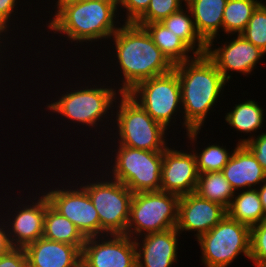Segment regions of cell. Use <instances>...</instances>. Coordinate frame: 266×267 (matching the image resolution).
<instances>
[{
    "label": "cell",
    "instance_id": "6da1fadb",
    "mask_svg": "<svg viewBox=\"0 0 266 267\" xmlns=\"http://www.w3.org/2000/svg\"><path fill=\"white\" fill-rule=\"evenodd\" d=\"M84 71H86V74L85 73L83 74V75H86L85 79H83L81 77L82 76L81 73L79 76V72H78L77 73L78 78L80 77L79 79H81V80H77V81L73 80V82H75L74 85L72 82H70V81H72L71 79L68 82L65 81L63 85H66V84H68V85L67 86H61L63 91H61V93H60V91L57 88L55 90V92L58 91L57 92L58 94L54 92L55 98L52 99V97H51V99H48V101H50V102H48V103L46 102V105H44L45 108H44V106L42 107V105H41V107H39V109H42L40 111H43V109H44V111L46 110L48 112V114L46 113L44 115V117L45 116L49 117V114H50L51 117L47 118L48 120L51 118V121H52V119H53V121H55V119H56L55 122L58 123L57 119H60L61 123L60 124L58 123L57 125H63L64 124L63 125L64 127L61 126L63 132H64V129L65 130L68 129V132H70L69 129L74 130V128L77 127L78 129H75L76 131L74 130L73 133H75V135H76V132H78V130H79L80 133L78 132L77 135L80 134L81 136H83L82 134L85 135L86 131L90 132L91 130H93V131H91L94 133V136L92 137L94 139H92V140L93 141L95 140L96 142H94V143L91 142V143L95 145L94 148L96 149V148H98L96 146L97 145L99 146V144H97L98 141L96 139L97 135L100 136L97 138L103 141V140H105L106 136L108 137V135H109L108 132L110 133V130L112 127V122H113L114 104H115L118 96L121 94V92L110 81H108V79L106 80V78L104 76L102 77V74H103V73H101L102 71L98 70L99 73H96L97 82H96L95 76L94 77L92 76L94 74V72L92 73L91 70H88V71L84 70ZM89 71L91 72V73H89L91 75V78L93 77L92 80H90L91 79L90 76H89V78L87 76ZM102 78L104 81L102 80ZM86 79H87V82L85 81ZM98 79H99V81H98ZM78 81H79V83H78ZM82 82H83V84H82ZM63 87H65V88H63ZM52 116H54L55 118ZM62 121L65 123H63ZM67 122L69 125L66 124ZM72 123H73V125H72ZM78 125L80 126L81 130L79 129ZM109 125H110V127H108ZM81 126H82V128H81ZM70 127H73V128H70ZM97 131H98V133H97ZM81 132H83V133L81 134ZM95 132L97 133L96 136H95ZM104 133L105 134L107 133V134L105 135ZM103 134H104V136H102Z\"/></svg>",
    "mask_w": 266,
    "mask_h": 267
},
{
    "label": "cell",
    "instance_id": "7a4b0ae2",
    "mask_svg": "<svg viewBox=\"0 0 266 267\" xmlns=\"http://www.w3.org/2000/svg\"><path fill=\"white\" fill-rule=\"evenodd\" d=\"M46 2L48 6L52 4L51 7H53L52 10L48 6L44 8H49V11L46 10L45 12L49 13L48 15L50 16L48 17L50 18L48 21L46 20V25L43 24V28H45L44 32L41 29L42 34L48 37L49 33H51L50 37L52 36L53 43L61 41L63 44L64 40H67L70 45L74 43V47H86L79 51L85 50L84 55L88 57L90 55L88 52L94 53L92 50L95 51L93 48H95L96 42H98V45L96 44L97 47L100 43L101 46L103 43V46L105 45L104 47H106L107 40L109 41L111 36L123 24L121 18L119 19V1L58 0L55 3H51L50 0H46ZM45 31L48 32L47 35ZM58 36L64 40L62 41V38L60 40L55 39ZM88 46L90 47L89 50H87ZM90 49L92 50L90 51Z\"/></svg>",
    "mask_w": 266,
    "mask_h": 267
},
{
    "label": "cell",
    "instance_id": "3957f363",
    "mask_svg": "<svg viewBox=\"0 0 266 267\" xmlns=\"http://www.w3.org/2000/svg\"><path fill=\"white\" fill-rule=\"evenodd\" d=\"M108 42L110 48L108 46L103 48H105L106 60L110 58L105 63L107 70L105 67L101 68L106 74L102 76H106V79L109 78L108 80L121 93H128L139 82L167 74L174 69V65L154 44L150 34L142 26L123 23ZM114 76L118 80L113 78Z\"/></svg>",
    "mask_w": 266,
    "mask_h": 267
},
{
    "label": "cell",
    "instance_id": "277c9868",
    "mask_svg": "<svg viewBox=\"0 0 266 267\" xmlns=\"http://www.w3.org/2000/svg\"><path fill=\"white\" fill-rule=\"evenodd\" d=\"M173 70L180 80L184 123L191 130L204 128L230 85L206 54L176 64Z\"/></svg>",
    "mask_w": 266,
    "mask_h": 267
},
{
    "label": "cell",
    "instance_id": "5b68a950",
    "mask_svg": "<svg viewBox=\"0 0 266 267\" xmlns=\"http://www.w3.org/2000/svg\"><path fill=\"white\" fill-rule=\"evenodd\" d=\"M99 147L103 152L99 148L95 152L104 155L99 153L98 160L94 156V148L90 147V152L86 148V151L91 153L89 158L93 159V163L99 165L112 179L118 180L133 193L160 191L163 151L152 152L120 144H101Z\"/></svg>",
    "mask_w": 266,
    "mask_h": 267
},
{
    "label": "cell",
    "instance_id": "8992f818",
    "mask_svg": "<svg viewBox=\"0 0 266 267\" xmlns=\"http://www.w3.org/2000/svg\"><path fill=\"white\" fill-rule=\"evenodd\" d=\"M168 132L128 93H121L114 104L110 133L106 140L99 144H120L152 152L164 151L173 140L167 138L170 137Z\"/></svg>",
    "mask_w": 266,
    "mask_h": 267
},
{
    "label": "cell",
    "instance_id": "52a82bcc",
    "mask_svg": "<svg viewBox=\"0 0 266 267\" xmlns=\"http://www.w3.org/2000/svg\"><path fill=\"white\" fill-rule=\"evenodd\" d=\"M88 161L87 159L86 165L91 163L90 165L92 167L90 166L89 168L94 170L91 173L97 175L91 174L92 177L91 175L88 176L89 172L85 171L81 166L80 168L84 172L82 173L81 169L78 170L77 168V170L71 172V174L73 173L77 177L73 175L71 177L81 180L78 182L86 189L90 200L97 210L100 219V236L107 234H126V228L130 218V204L134 193L118 180L112 179L103 169L101 170V167L99 168V165H97L98 167L95 164L93 165V159ZM77 171L78 174L82 173L83 176L82 174L78 176L76 174Z\"/></svg>",
    "mask_w": 266,
    "mask_h": 267
},
{
    "label": "cell",
    "instance_id": "ba28073f",
    "mask_svg": "<svg viewBox=\"0 0 266 267\" xmlns=\"http://www.w3.org/2000/svg\"><path fill=\"white\" fill-rule=\"evenodd\" d=\"M128 94L170 134L174 133L172 134L175 137L174 139L177 138L176 133L184 135L191 130L183 120L180 80L174 70L139 82ZM178 121H180L181 125L179 126L181 127H177ZM179 128L180 133L181 129L184 130L182 134L177 132Z\"/></svg>",
    "mask_w": 266,
    "mask_h": 267
},
{
    "label": "cell",
    "instance_id": "9c48e42d",
    "mask_svg": "<svg viewBox=\"0 0 266 267\" xmlns=\"http://www.w3.org/2000/svg\"><path fill=\"white\" fill-rule=\"evenodd\" d=\"M60 173L61 176H55V178L51 179L45 176L46 183L42 181L44 177H40L41 181H34L36 183L35 185H39L38 189L47 197L49 205L59 214L74 223L86 238L100 236V219L86 189L78 182L77 178L70 177L69 174L67 175L68 178L66 176L62 177V172H59L58 175ZM56 177H61L63 181L58 180V178L56 180ZM69 178H72L73 181ZM47 180L51 181V183H48ZM53 181L56 182L53 183ZM41 182L44 185L43 183L40 184ZM52 183L53 186L51 185ZM47 186H50L48 187L49 189Z\"/></svg>",
    "mask_w": 266,
    "mask_h": 267
},
{
    "label": "cell",
    "instance_id": "30bf717a",
    "mask_svg": "<svg viewBox=\"0 0 266 267\" xmlns=\"http://www.w3.org/2000/svg\"><path fill=\"white\" fill-rule=\"evenodd\" d=\"M36 188H34L35 190L30 188L21 189L19 190L20 192H18L19 194L16 193V198H12V196L10 197L7 193L5 194L6 198L1 195V198H4V200L1 201L2 199L0 198V205L3 202L2 206H0V214L5 219L8 229V238L12 247L24 248L28 244L43 237L44 217L49 201L44 193L40 191V189L38 191V187ZM25 190H32V193L31 191H27L29 195L26 194L25 198H23ZM8 197L9 199L7 200ZM9 201H11L12 206ZM10 207L12 208V211ZM2 208L4 210H2Z\"/></svg>",
    "mask_w": 266,
    "mask_h": 267
},
{
    "label": "cell",
    "instance_id": "8fae6325",
    "mask_svg": "<svg viewBox=\"0 0 266 267\" xmlns=\"http://www.w3.org/2000/svg\"><path fill=\"white\" fill-rule=\"evenodd\" d=\"M251 227L227 215L197 240L203 267H229L242 255L250 259ZM238 258V259H237Z\"/></svg>",
    "mask_w": 266,
    "mask_h": 267
},
{
    "label": "cell",
    "instance_id": "7c38bea8",
    "mask_svg": "<svg viewBox=\"0 0 266 267\" xmlns=\"http://www.w3.org/2000/svg\"><path fill=\"white\" fill-rule=\"evenodd\" d=\"M180 196L150 191L134 193L126 235L133 239L176 228Z\"/></svg>",
    "mask_w": 266,
    "mask_h": 267
},
{
    "label": "cell",
    "instance_id": "4fadbf2b",
    "mask_svg": "<svg viewBox=\"0 0 266 267\" xmlns=\"http://www.w3.org/2000/svg\"><path fill=\"white\" fill-rule=\"evenodd\" d=\"M227 38L230 39L227 40ZM227 38L226 40L221 38L222 41L219 42L210 40L205 54L214 62L228 84L234 81L235 76H232L234 73L235 75L239 73L243 77L251 75L252 78L253 73L255 74L254 70L259 69L256 67L257 64L261 63L263 58L265 59L266 53L247 41L241 34L228 35Z\"/></svg>",
    "mask_w": 266,
    "mask_h": 267
},
{
    "label": "cell",
    "instance_id": "5bb4252c",
    "mask_svg": "<svg viewBox=\"0 0 266 267\" xmlns=\"http://www.w3.org/2000/svg\"><path fill=\"white\" fill-rule=\"evenodd\" d=\"M81 267H137L135 240L126 234L87 237Z\"/></svg>",
    "mask_w": 266,
    "mask_h": 267
},
{
    "label": "cell",
    "instance_id": "9a60e30c",
    "mask_svg": "<svg viewBox=\"0 0 266 267\" xmlns=\"http://www.w3.org/2000/svg\"><path fill=\"white\" fill-rule=\"evenodd\" d=\"M175 144L173 140L163 151L160 191L184 196L195 192L199 173L192 148Z\"/></svg>",
    "mask_w": 266,
    "mask_h": 267
},
{
    "label": "cell",
    "instance_id": "2e32d148",
    "mask_svg": "<svg viewBox=\"0 0 266 267\" xmlns=\"http://www.w3.org/2000/svg\"><path fill=\"white\" fill-rule=\"evenodd\" d=\"M227 210L222 205L203 199L196 193L180 196L177 231L182 235L194 233L197 240L210 231L225 216ZM196 233V234H195Z\"/></svg>",
    "mask_w": 266,
    "mask_h": 267
},
{
    "label": "cell",
    "instance_id": "e0dca14e",
    "mask_svg": "<svg viewBox=\"0 0 266 267\" xmlns=\"http://www.w3.org/2000/svg\"><path fill=\"white\" fill-rule=\"evenodd\" d=\"M181 234L177 228L150 233L135 240L137 267H173L178 257ZM180 241V242H179ZM180 244V245H179Z\"/></svg>",
    "mask_w": 266,
    "mask_h": 267
},
{
    "label": "cell",
    "instance_id": "ac0fdd59",
    "mask_svg": "<svg viewBox=\"0 0 266 267\" xmlns=\"http://www.w3.org/2000/svg\"><path fill=\"white\" fill-rule=\"evenodd\" d=\"M28 267H81L82 250L41 237L24 247Z\"/></svg>",
    "mask_w": 266,
    "mask_h": 267
},
{
    "label": "cell",
    "instance_id": "d6986e66",
    "mask_svg": "<svg viewBox=\"0 0 266 267\" xmlns=\"http://www.w3.org/2000/svg\"><path fill=\"white\" fill-rule=\"evenodd\" d=\"M222 173L235 192L257 189L266 180V171L244 144L234 148Z\"/></svg>",
    "mask_w": 266,
    "mask_h": 267
},
{
    "label": "cell",
    "instance_id": "ffe728a7",
    "mask_svg": "<svg viewBox=\"0 0 266 267\" xmlns=\"http://www.w3.org/2000/svg\"><path fill=\"white\" fill-rule=\"evenodd\" d=\"M243 100V101H242ZM240 99L238 100V104L233 105L232 108L225 111L224 120L225 124H227L228 128L234 129L233 131L236 133L245 134L244 137L241 134V138L239 137L237 140V144H245L247 141L256 137L261 132H264L262 127L266 122V109H263L262 105L256 101L257 99ZM229 125V126H228ZM238 131V132H237ZM248 136L245 138V136Z\"/></svg>",
    "mask_w": 266,
    "mask_h": 267
},
{
    "label": "cell",
    "instance_id": "44dd1931",
    "mask_svg": "<svg viewBox=\"0 0 266 267\" xmlns=\"http://www.w3.org/2000/svg\"><path fill=\"white\" fill-rule=\"evenodd\" d=\"M228 0H186L199 35L208 43L221 38L223 13Z\"/></svg>",
    "mask_w": 266,
    "mask_h": 267
},
{
    "label": "cell",
    "instance_id": "7402d4cb",
    "mask_svg": "<svg viewBox=\"0 0 266 267\" xmlns=\"http://www.w3.org/2000/svg\"><path fill=\"white\" fill-rule=\"evenodd\" d=\"M202 131L203 129L190 130L187 134H185V137L183 136V140L186 141L184 144L190 143L188 146L190 148H193L192 151L194 152L196 157L197 170L199 174L206 172H220L227 164L234 148L238 144L236 143L231 149L230 147L228 148V145L227 147L226 145L223 146V143H221L222 146L219 145L220 142L218 144L216 142L213 143L212 141H209V143L207 142L206 144L205 140L204 143L199 142V135ZM198 144H202V147L198 146Z\"/></svg>",
    "mask_w": 266,
    "mask_h": 267
},
{
    "label": "cell",
    "instance_id": "603a6c76",
    "mask_svg": "<svg viewBox=\"0 0 266 267\" xmlns=\"http://www.w3.org/2000/svg\"><path fill=\"white\" fill-rule=\"evenodd\" d=\"M154 44L173 64H179L194 58L197 54L177 34L169 31L161 22L144 24Z\"/></svg>",
    "mask_w": 266,
    "mask_h": 267
},
{
    "label": "cell",
    "instance_id": "cb8c5ba5",
    "mask_svg": "<svg viewBox=\"0 0 266 267\" xmlns=\"http://www.w3.org/2000/svg\"><path fill=\"white\" fill-rule=\"evenodd\" d=\"M226 210L228 217L250 227L266 220L257 189L237 191Z\"/></svg>",
    "mask_w": 266,
    "mask_h": 267
},
{
    "label": "cell",
    "instance_id": "d4e9b609",
    "mask_svg": "<svg viewBox=\"0 0 266 267\" xmlns=\"http://www.w3.org/2000/svg\"><path fill=\"white\" fill-rule=\"evenodd\" d=\"M43 237L49 240L75 245L81 250L86 237L68 218L59 214L50 205L46 207Z\"/></svg>",
    "mask_w": 266,
    "mask_h": 267
},
{
    "label": "cell",
    "instance_id": "484cf974",
    "mask_svg": "<svg viewBox=\"0 0 266 267\" xmlns=\"http://www.w3.org/2000/svg\"><path fill=\"white\" fill-rule=\"evenodd\" d=\"M161 23L177 34L197 55L206 53L207 42L197 32L192 13L187 6L164 18Z\"/></svg>",
    "mask_w": 266,
    "mask_h": 267
},
{
    "label": "cell",
    "instance_id": "4316f807",
    "mask_svg": "<svg viewBox=\"0 0 266 267\" xmlns=\"http://www.w3.org/2000/svg\"><path fill=\"white\" fill-rule=\"evenodd\" d=\"M194 193L227 209L236 192L224 177L222 171H220L199 174Z\"/></svg>",
    "mask_w": 266,
    "mask_h": 267
},
{
    "label": "cell",
    "instance_id": "83f0119b",
    "mask_svg": "<svg viewBox=\"0 0 266 267\" xmlns=\"http://www.w3.org/2000/svg\"><path fill=\"white\" fill-rule=\"evenodd\" d=\"M264 0H228L224 8L222 32L227 35L241 34L253 12Z\"/></svg>",
    "mask_w": 266,
    "mask_h": 267
},
{
    "label": "cell",
    "instance_id": "f1b7e54d",
    "mask_svg": "<svg viewBox=\"0 0 266 267\" xmlns=\"http://www.w3.org/2000/svg\"><path fill=\"white\" fill-rule=\"evenodd\" d=\"M186 6V0H150L147 10L134 22L138 26L161 22Z\"/></svg>",
    "mask_w": 266,
    "mask_h": 267
},
{
    "label": "cell",
    "instance_id": "f546056e",
    "mask_svg": "<svg viewBox=\"0 0 266 267\" xmlns=\"http://www.w3.org/2000/svg\"><path fill=\"white\" fill-rule=\"evenodd\" d=\"M241 35L266 53V0L253 12Z\"/></svg>",
    "mask_w": 266,
    "mask_h": 267
},
{
    "label": "cell",
    "instance_id": "4dcf8cb0",
    "mask_svg": "<svg viewBox=\"0 0 266 267\" xmlns=\"http://www.w3.org/2000/svg\"><path fill=\"white\" fill-rule=\"evenodd\" d=\"M249 260L255 267H266V220L251 227Z\"/></svg>",
    "mask_w": 266,
    "mask_h": 267
},
{
    "label": "cell",
    "instance_id": "1f68e13d",
    "mask_svg": "<svg viewBox=\"0 0 266 267\" xmlns=\"http://www.w3.org/2000/svg\"><path fill=\"white\" fill-rule=\"evenodd\" d=\"M29 1L30 0H28V1L26 0V2H25V0H24V3H25L24 4L23 1H20V0H0V20L3 21L13 31V33H15L14 32L15 30L17 31L19 29V25H17V22L16 21L19 22L18 24H21V21H23V19H25V21L29 19V16L27 17V14H28L29 10H32V12H31L32 14H33V12H35V13L37 12L36 14L39 13L36 10L37 9L36 7H35V11H33V8L31 6L32 3H31V1L30 2ZM20 2H22V3L20 4ZM22 4H23V6L25 5L26 8H27V6L30 5L29 8H28L27 13H23L22 14V10H23V12H26V10H27V9L24 10L23 9L24 8L23 6H22V9H21V5ZM19 6H20V9L21 10L18 9ZM18 11H19V13H18ZM18 14H21L22 16L24 14H26V15H24V17H26L28 19H26V18L23 17L22 20H21L20 16L18 18Z\"/></svg>",
    "mask_w": 266,
    "mask_h": 267
},
{
    "label": "cell",
    "instance_id": "d6a6232c",
    "mask_svg": "<svg viewBox=\"0 0 266 267\" xmlns=\"http://www.w3.org/2000/svg\"><path fill=\"white\" fill-rule=\"evenodd\" d=\"M149 3L150 0H119L118 12L121 21L134 23L147 10Z\"/></svg>",
    "mask_w": 266,
    "mask_h": 267
},
{
    "label": "cell",
    "instance_id": "836d02e7",
    "mask_svg": "<svg viewBox=\"0 0 266 267\" xmlns=\"http://www.w3.org/2000/svg\"><path fill=\"white\" fill-rule=\"evenodd\" d=\"M266 171V129L244 144Z\"/></svg>",
    "mask_w": 266,
    "mask_h": 267
},
{
    "label": "cell",
    "instance_id": "e575fe53",
    "mask_svg": "<svg viewBox=\"0 0 266 267\" xmlns=\"http://www.w3.org/2000/svg\"><path fill=\"white\" fill-rule=\"evenodd\" d=\"M0 267H28L24 248L13 247L1 256Z\"/></svg>",
    "mask_w": 266,
    "mask_h": 267
},
{
    "label": "cell",
    "instance_id": "d590c367",
    "mask_svg": "<svg viewBox=\"0 0 266 267\" xmlns=\"http://www.w3.org/2000/svg\"><path fill=\"white\" fill-rule=\"evenodd\" d=\"M9 33H11V34H9ZM13 35H14V33H12V30L3 21L0 20V50H3V49L8 50L7 48L9 45L11 48H13L14 44H15V48H16V45H19V44L15 43L16 42L15 39L16 38L18 39V37H16V36L14 37ZM9 36H12V37H9ZM13 41H15V42H13ZM11 44H13V45H11Z\"/></svg>",
    "mask_w": 266,
    "mask_h": 267
},
{
    "label": "cell",
    "instance_id": "8d00e7d4",
    "mask_svg": "<svg viewBox=\"0 0 266 267\" xmlns=\"http://www.w3.org/2000/svg\"><path fill=\"white\" fill-rule=\"evenodd\" d=\"M12 248L8 238V229L5 219L0 214V257L5 255Z\"/></svg>",
    "mask_w": 266,
    "mask_h": 267
},
{
    "label": "cell",
    "instance_id": "74e56055",
    "mask_svg": "<svg viewBox=\"0 0 266 267\" xmlns=\"http://www.w3.org/2000/svg\"><path fill=\"white\" fill-rule=\"evenodd\" d=\"M11 51L9 52V50H0V88H1V86L3 87V84L1 85V83H5L6 82V80L7 79H5V81L3 80L2 81V76H3V73H4V76H6L5 74L6 73H8L7 71V69H9V67L7 68V66H9L10 64H9V60H10V58H12V57H16V56H14V55H16L17 53H16V51H14L15 52V54L13 53V51H12V49H10ZM6 52V53H5ZM7 52H9L8 53V55H7ZM12 52V53H11ZM5 54V55H4ZM9 54H11L10 56H9ZM12 56V57H11ZM5 57V58H4ZM10 57V58H9ZM7 59V60H6ZM6 61V62H8V64L6 65V62L4 63V62ZM3 63V64H2ZM3 66V67H2ZM4 66H5V68H6V71H4ZM2 70H3V72H2ZM6 72V73H5ZM2 75V76H1ZM2 81V82H1Z\"/></svg>",
    "mask_w": 266,
    "mask_h": 267
},
{
    "label": "cell",
    "instance_id": "f35d334b",
    "mask_svg": "<svg viewBox=\"0 0 266 267\" xmlns=\"http://www.w3.org/2000/svg\"><path fill=\"white\" fill-rule=\"evenodd\" d=\"M257 191L266 214V180L257 188Z\"/></svg>",
    "mask_w": 266,
    "mask_h": 267
},
{
    "label": "cell",
    "instance_id": "ab89813d",
    "mask_svg": "<svg viewBox=\"0 0 266 267\" xmlns=\"http://www.w3.org/2000/svg\"><path fill=\"white\" fill-rule=\"evenodd\" d=\"M80 1H119V0H80Z\"/></svg>",
    "mask_w": 266,
    "mask_h": 267
}]
</instances>
